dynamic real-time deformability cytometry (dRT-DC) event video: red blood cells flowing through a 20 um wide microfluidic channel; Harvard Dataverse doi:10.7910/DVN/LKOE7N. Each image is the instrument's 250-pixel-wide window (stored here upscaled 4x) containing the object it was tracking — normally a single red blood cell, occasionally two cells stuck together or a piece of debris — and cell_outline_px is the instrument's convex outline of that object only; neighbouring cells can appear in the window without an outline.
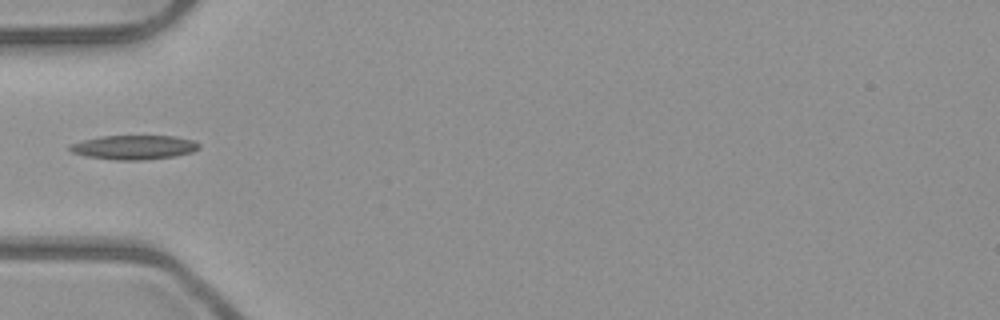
{"species": "common noctule bat (a hibernating species)", "species_latin": "Nyctalus noctula", "temperature_condition": "room temperature", "stored_images_in_passage": 2, "camera_frame_rate_fps": 3000, "um_per_image_px": 0.085, "animal": {"sex": "male", "body_mass_g": 23.1, "forearm_length_mm": 52.7}, "frame": {"image": 1, "passage_image": 2, "time_ms": 0.333, "image_size_px": [1000, 320], "cell_outline_px": [[200, 148], [192, 152], [176, 156], [144, 160], [116, 160], [88, 156], [72, 152], [68, 148], [72, 144], [84, 140], [100, 136], [176, 136], [192, 140], [200, 144]], "centroid_in_image_um": [11.44, 12.52], "position_along_channel_um": 73.6, "area_um2": 18.15}}